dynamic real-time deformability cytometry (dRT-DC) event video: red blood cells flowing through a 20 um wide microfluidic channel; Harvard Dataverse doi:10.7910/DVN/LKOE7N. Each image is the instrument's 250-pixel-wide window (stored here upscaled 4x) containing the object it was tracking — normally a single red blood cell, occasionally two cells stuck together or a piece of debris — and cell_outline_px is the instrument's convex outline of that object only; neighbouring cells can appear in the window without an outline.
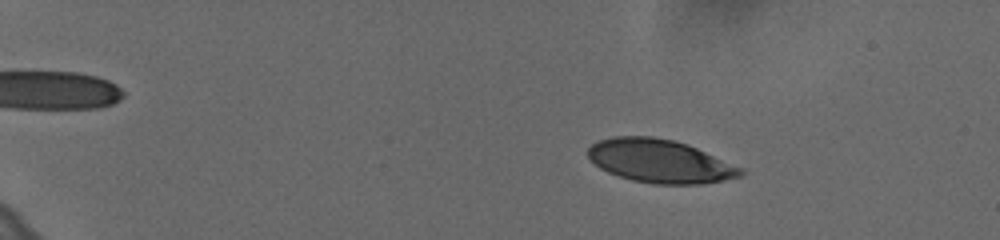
{"species": "human", "species_latin": "Homo sapiens", "temperature_condition": "cold", "stored_images_in_passage": 59, "camera_frame_rate_fps": 3000, "um_per_image_px": 0.085, "donor": {"sex": "female"}, "frame": {"image": 1, "passage_image": 11, "time_ms": 3.333, "image_size_px": [1000, 240], "cell_outline_px": [[744, 176], [724, 180], [700, 184], [652, 184], [632, 180], [608, 172], [600, 168], [588, 156], [588, 148], [596, 140], [612, 136], [652, 136], [672, 140], [688, 144], [744, 168]], "centroid_in_image_um": [56.12, 13.69], "position_along_channel_um": 28.9, "area_um2": 38.73}}
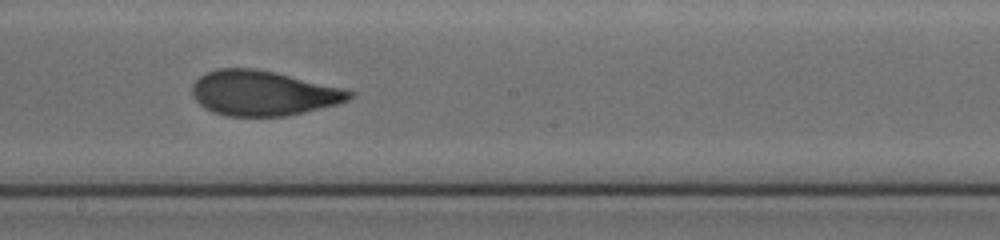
{"frame": {"image": 2, "passage_image": 37, "time_ms": 12.0, "image_size_px": [1000, 240], "cell_outline_px": [[356, 96], [340, 104], [288, 116], [224, 116], [212, 112], [204, 108], [192, 96], [192, 84], [200, 76], [216, 68], [256, 68], [276, 72], [356, 92]], "centroid_in_image_um": [22.37, 7.92], "position_along_channel_um": 225.8, "area_um2": 41.5}}
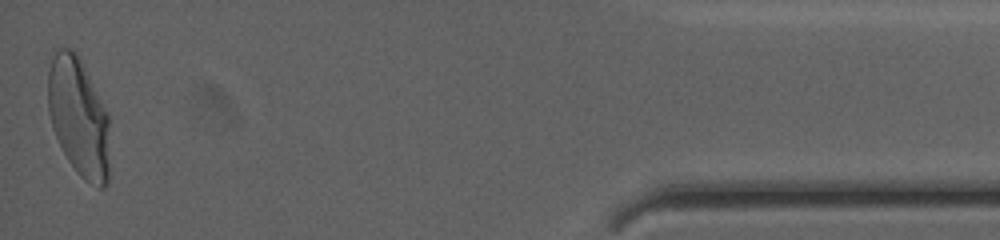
{"frame": {"image": 3, "passage_image": 59, "time_ms": 19.333, "image_size_px": [1000, 240], "cell_outline_px": [[108, 184], [104, 188], [100, 188], [84, 180], [76, 172], [68, 160], [52, 128], [48, 112], [48, 72], [52, 48], [72, 48], [76, 52], [108, 112]], "centroid_in_image_um": [6.66, 9.92], "position_along_channel_um": 428.5, "area_um2": 42.89}, "authors_computed_cell_mechanics": {"area_um2": 40.749, "velocity_mm_per_s": 3.6364, "shape_relaxation_time_tau1_ms": 4.0792, "shape_relaxation_time_tau2_ms": 1.0791, "deformation_change_tau1": 0.1811, "deformation_change_tau2": 0.0808}}